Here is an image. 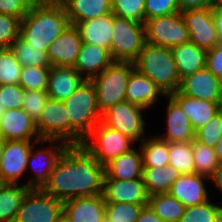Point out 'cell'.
Here are the masks:
<instances>
[{"mask_svg": "<svg viewBox=\"0 0 222 222\" xmlns=\"http://www.w3.org/2000/svg\"><path fill=\"white\" fill-rule=\"evenodd\" d=\"M50 144L45 148H36L37 143ZM69 145L59 140H44L36 141L31 148L28 157L27 170L30 168L35 173L34 177H30L28 183H25L30 188H42L48 181L52 170L55 168L62 153Z\"/></svg>", "mask_w": 222, "mask_h": 222, "instance_id": "obj_12", "label": "cell"}, {"mask_svg": "<svg viewBox=\"0 0 222 222\" xmlns=\"http://www.w3.org/2000/svg\"><path fill=\"white\" fill-rule=\"evenodd\" d=\"M180 12L212 8V0H178Z\"/></svg>", "mask_w": 222, "mask_h": 222, "instance_id": "obj_49", "label": "cell"}, {"mask_svg": "<svg viewBox=\"0 0 222 222\" xmlns=\"http://www.w3.org/2000/svg\"><path fill=\"white\" fill-rule=\"evenodd\" d=\"M145 42L169 49L190 42L189 31L181 12L147 19Z\"/></svg>", "mask_w": 222, "mask_h": 222, "instance_id": "obj_9", "label": "cell"}, {"mask_svg": "<svg viewBox=\"0 0 222 222\" xmlns=\"http://www.w3.org/2000/svg\"><path fill=\"white\" fill-rule=\"evenodd\" d=\"M136 222H163L149 205L143 206Z\"/></svg>", "mask_w": 222, "mask_h": 222, "instance_id": "obj_50", "label": "cell"}, {"mask_svg": "<svg viewBox=\"0 0 222 222\" xmlns=\"http://www.w3.org/2000/svg\"><path fill=\"white\" fill-rule=\"evenodd\" d=\"M143 110L145 109L133 103L123 101L106 110L102 114V122L129 137L135 143L142 142L146 138Z\"/></svg>", "mask_w": 222, "mask_h": 222, "instance_id": "obj_10", "label": "cell"}, {"mask_svg": "<svg viewBox=\"0 0 222 222\" xmlns=\"http://www.w3.org/2000/svg\"><path fill=\"white\" fill-rule=\"evenodd\" d=\"M36 141H6L0 164V180L3 183L20 184L27 171L28 157Z\"/></svg>", "mask_w": 222, "mask_h": 222, "instance_id": "obj_13", "label": "cell"}, {"mask_svg": "<svg viewBox=\"0 0 222 222\" xmlns=\"http://www.w3.org/2000/svg\"><path fill=\"white\" fill-rule=\"evenodd\" d=\"M191 143L195 174H199L210 179L219 163L214 148L203 145L195 139L192 140Z\"/></svg>", "mask_w": 222, "mask_h": 222, "instance_id": "obj_35", "label": "cell"}, {"mask_svg": "<svg viewBox=\"0 0 222 222\" xmlns=\"http://www.w3.org/2000/svg\"><path fill=\"white\" fill-rule=\"evenodd\" d=\"M50 67H22L19 85L25 90L47 91Z\"/></svg>", "mask_w": 222, "mask_h": 222, "instance_id": "obj_39", "label": "cell"}, {"mask_svg": "<svg viewBox=\"0 0 222 222\" xmlns=\"http://www.w3.org/2000/svg\"><path fill=\"white\" fill-rule=\"evenodd\" d=\"M4 112H5V109H4L3 105L0 102V119L2 118Z\"/></svg>", "mask_w": 222, "mask_h": 222, "instance_id": "obj_58", "label": "cell"}, {"mask_svg": "<svg viewBox=\"0 0 222 222\" xmlns=\"http://www.w3.org/2000/svg\"><path fill=\"white\" fill-rule=\"evenodd\" d=\"M135 142L118 130L100 121L85 138L82 144L96 159L105 166L112 159L129 152Z\"/></svg>", "mask_w": 222, "mask_h": 222, "instance_id": "obj_8", "label": "cell"}, {"mask_svg": "<svg viewBox=\"0 0 222 222\" xmlns=\"http://www.w3.org/2000/svg\"><path fill=\"white\" fill-rule=\"evenodd\" d=\"M0 136L6 141L41 140L36 129V122L22 108L5 110L0 119Z\"/></svg>", "mask_w": 222, "mask_h": 222, "instance_id": "obj_16", "label": "cell"}, {"mask_svg": "<svg viewBox=\"0 0 222 222\" xmlns=\"http://www.w3.org/2000/svg\"><path fill=\"white\" fill-rule=\"evenodd\" d=\"M25 89L19 84L0 85V102L5 110L21 109Z\"/></svg>", "mask_w": 222, "mask_h": 222, "instance_id": "obj_45", "label": "cell"}, {"mask_svg": "<svg viewBox=\"0 0 222 222\" xmlns=\"http://www.w3.org/2000/svg\"><path fill=\"white\" fill-rule=\"evenodd\" d=\"M113 62L108 49L83 42L73 68L85 80H92Z\"/></svg>", "mask_w": 222, "mask_h": 222, "instance_id": "obj_22", "label": "cell"}, {"mask_svg": "<svg viewBox=\"0 0 222 222\" xmlns=\"http://www.w3.org/2000/svg\"><path fill=\"white\" fill-rule=\"evenodd\" d=\"M53 1H56V0H32V2H34V3H39V2H53Z\"/></svg>", "mask_w": 222, "mask_h": 222, "instance_id": "obj_59", "label": "cell"}, {"mask_svg": "<svg viewBox=\"0 0 222 222\" xmlns=\"http://www.w3.org/2000/svg\"><path fill=\"white\" fill-rule=\"evenodd\" d=\"M6 140L0 136V164L3 156L4 148H5Z\"/></svg>", "mask_w": 222, "mask_h": 222, "instance_id": "obj_55", "label": "cell"}, {"mask_svg": "<svg viewBox=\"0 0 222 222\" xmlns=\"http://www.w3.org/2000/svg\"><path fill=\"white\" fill-rule=\"evenodd\" d=\"M206 67L222 81V43L207 51Z\"/></svg>", "mask_w": 222, "mask_h": 222, "instance_id": "obj_48", "label": "cell"}, {"mask_svg": "<svg viewBox=\"0 0 222 222\" xmlns=\"http://www.w3.org/2000/svg\"><path fill=\"white\" fill-rule=\"evenodd\" d=\"M169 165L181 174L195 173L192 143H169Z\"/></svg>", "mask_w": 222, "mask_h": 222, "instance_id": "obj_37", "label": "cell"}, {"mask_svg": "<svg viewBox=\"0 0 222 222\" xmlns=\"http://www.w3.org/2000/svg\"><path fill=\"white\" fill-rule=\"evenodd\" d=\"M33 3L32 0H0V13L22 20Z\"/></svg>", "mask_w": 222, "mask_h": 222, "instance_id": "obj_47", "label": "cell"}, {"mask_svg": "<svg viewBox=\"0 0 222 222\" xmlns=\"http://www.w3.org/2000/svg\"><path fill=\"white\" fill-rule=\"evenodd\" d=\"M181 13L189 31L190 42L207 51L219 44L212 8L186 10Z\"/></svg>", "mask_w": 222, "mask_h": 222, "instance_id": "obj_14", "label": "cell"}, {"mask_svg": "<svg viewBox=\"0 0 222 222\" xmlns=\"http://www.w3.org/2000/svg\"><path fill=\"white\" fill-rule=\"evenodd\" d=\"M69 25L68 15L59 0L33 3L20 22L19 36L32 47L47 50Z\"/></svg>", "mask_w": 222, "mask_h": 222, "instance_id": "obj_2", "label": "cell"}, {"mask_svg": "<svg viewBox=\"0 0 222 222\" xmlns=\"http://www.w3.org/2000/svg\"><path fill=\"white\" fill-rule=\"evenodd\" d=\"M212 17L218 34V41L222 43V8L212 7Z\"/></svg>", "mask_w": 222, "mask_h": 222, "instance_id": "obj_51", "label": "cell"}, {"mask_svg": "<svg viewBox=\"0 0 222 222\" xmlns=\"http://www.w3.org/2000/svg\"><path fill=\"white\" fill-rule=\"evenodd\" d=\"M11 49L14 51L22 67H51L47 56V50L32 47V45H29L20 36L12 44Z\"/></svg>", "mask_w": 222, "mask_h": 222, "instance_id": "obj_34", "label": "cell"}, {"mask_svg": "<svg viewBox=\"0 0 222 222\" xmlns=\"http://www.w3.org/2000/svg\"><path fill=\"white\" fill-rule=\"evenodd\" d=\"M163 95V91L146 75L136 68L131 72L126 87V101L147 110Z\"/></svg>", "mask_w": 222, "mask_h": 222, "instance_id": "obj_23", "label": "cell"}, {"mask_svg": "<svg viewBox=\"0 0 222 222\" xmlns=\"http://www.w3.org/2000/svg\"><path fill=\"white\" fill-rule=\"evenodd\" d=\"M222 136V118L215 114L202 128L195 133L199 143L214 147Z\"/></svg>", "mask_w": 222, "mask_h": 222, "instance_id": "obj_42", "label": "cell"}, {"mask_svg": "<svg viewBox=\"0 0 222 222\" xmlns=\"http://www.w3.org/2000/svg\"><path fill=\"white\" fill-rule=\"evenodd\" d=\"M143 205L106 202L104 222H136Z\"/></svg>", "mask_w": 222, "mask_h": 222, "instance_id": "obj_40", "label": "cell"}, {"mask_svg": "<svg viewBox=\"0 0 222 222\" xmlns=\"http://www.w3.org/2000/svg\"><path fill=\"white\" fill-rule=\"evenodd\" d=\"M213 8H222V0H212Z\"/></svg>", "mask_w": 222, "mask_h": 222, "instance_id": "obj_56", "label": "cell"}, {"mask_svg": "<svg viewBox=\"0 0 222 222\" xmlns=\"http://www.w3.org/2000/svg\"><path fill=\"white\" fill-rule=\"evenodd\" d=\"M36 129L41 139L59 140L69 146L82 145L85 140L71 126L64 103L52 98L46 102L36 122Z\"/></svg>", "mask_w": 222, "mask_h": 222, "instance_id": "obj_6", "label": "cell"}, {"mask_svg": "<svg viewBox=\"0 0 222 222\" xmlns=\"http://www.w3.org/2000/svg\"><path fill=\"white\" fill-rule=\"evenodd\" d=\"M210 182H213L217 189L222 193V162L218 163L214 174L210 178Z\"/></svg>", "mask_w": 222, "mask_h": 222, "instance_id": "obj_52", "label": "cell"}, {"mask_svg": "<svg viewBox=\"0 0 222 222\" xmlns=\"http://www.w3.org/2000/svg\"><path fill=\"white\" fill-rule=\"evenodd\" d=\"M145 19L180 12L178 0H145Z\"/></svg>", "mask_w": 222, "mask_h": 222, "instance_id": "obj_46", "label": "cell"}, {"mask_svg": "<svg viewBox=\"0 0 222 222\" xmlns=\"http://www.w3.org/2000/svg\"><path fill=\"white\" fill-rule=\"evenodd\" d=\"M48 99L47 91L25 90L22 109L37 122Z\"/></svg>", "mask_w": 222, "mask_h": 222, "instance_id": "obj_44", "label": "cell"}, {"mask_svg": "<svg viewBox=\"0 0 222 222\" xmlns=\"http://www.w3.org/2000/svg\"><path fill=\"white\" fill-rule=\"evenodd\" d=\"M82 43L77 27L67 26L47 49L51 66L74 67Z\"/></svg>", "mask_w": 222, "mask_h": 222, "instance_id": "obj_17", "label": "cell"}, {"mask_svg": "<svg viewBox=\"0 0 222 222\" xmlns=\"http://www.w3.org/2000/svg\"><path fill=\"white\" fill-rule=\"evenodd\" d=\"M179 222H222V206L211 202L186 207Z\"/></svg>", "mask_w": 222, "mask_h": 222, "instance_id": "obj_36", "label": "cell"}, {"mask_svg": "<svg viewBox=\"0 0 222 222\" xmlns=\"http://www.w3.org/2000/svg\"><path fill=\"white\" fill-rule=\"evenodd\" d=\"M213 148L218 161L222 162V136L220 137V139Z\"/></svg>", "mask_w": 222, "mask_h": 222, "instance_id": "obj_53", "label": "cell"}, {"mask_svg": "<svg viewBox=\"0 0 222 222\" xmlns=\"http://www.w3.org/2000/svg\"><path fill=\"white\" fill-rule=\"evenodd\" d=\"M135 68L150 78L165 95L176 92L181 83L172 50L145 42Z\"/></svg>", "mask_w": 222, "mask_h": 222, "instance_id": "obj_3", "label": "cell"}, {"mask_svg": "<svg viewBox=\"0 0 222 222\" xmlns=\"http://www.w3.org/2000/svg\"><path fill=\"white\" fill-rule=\"evenodd\" d=\"M84 80L73 67L51 66L47 94L49 98L64 102Z\"/></svg>", "mask_w": 222, "mask_h": 222, "instance_id": "obj_24", "label": "cell"}, {"mask_svg": "<svg viewBox=\"0 0 222 222\" xmlns=\"http://www.w3.org/2000/svg\"><path fill=\"white\" fill-rule=\"evenodd\" d=\"M121 154L105 165V174L112 179L134 180L143 176V160L140 147Z\"/></svg>", "mask_w": 222, "mask_h": 222, "instance_id": "obj_26", "label": "cell"}, {"mask_svg": "<svg viewBox=\"0 0 222 222\" xmlns=\"http://www.w3.org/2000/svg\"><path fill=\"white\" fill-rule=\"evenodd\" d=\"M139 147L142 152L143 167H166L169 165V143L158 136L145 138Z\"/></svg>", "mask_w": 222, "mask_h": 222, "instance_id": "obj_32", "label": "cell"}, {"mask_svg": "<svg viewBox=\"0 0 222 222\" xmlns=\"http://www.w3.org/2000/svg\"><path fill=\"white\" fill-rule=\"evenodd\" d=\"M134 69L135 64L132 62H113L91 80L101 114L117 103L126 101V87Z\"/></svg>", "mask_w": 222, "mask_h": 222, "instance_id": "obj_5", "label": "cell"}, {"mask_svg": "<svg viewBox=\"0 0 222 222\" xmlns=\"http://www.w3.org/2000/svg\"><path fill=\"white\" fill-rule=\"evenodd\" d=\"M171 50L180 79L206 67L207 50L192 42L173 47Z\"/></svg>", "mask_w": 222, "mask_h": 222, "instance_id": "obj_29", "label": "cell"}, {"mask_svg": "<svg viewBox=\"0 0 222 222\" xmlns=\"http://www.w3.org/2000/svg\"><path fill=\"white\" fill-rule=\"evenodd\" d=\"M205 181L210 179L195 173L181 174L169 193L185 207L199 205L210 199Z\"/></svg>", "mask_w": 222, "mask_h": 222, "instance_id": "obj_21", "label": "cell"}, {"mask_svg": "<svg viewBox=\"0 0 222 222\" xmlns=\"http://www.w3.org/2000/svg\"><path fill=\"white\" fill-rule=\"evenodd\" d=\"M56 222H70V221L67 219V217H66L64 214H62V215L56 220Z\"/></svg>", "mask_w": 222, "mask_h": 222, "instance_id": "obj_57", "label": "cell"}, {"mask_svg": "<svg viewBox=\"0 0 222 222\" xmlns=\"http://www.w3.org/2000/svg\"><path fill=\"white\" fill-rule=\"evenodd\" d=\"M181 175L173 166L143 167V180L148 195L169 193L174 181Z\"/></svg>", "mask_w": 222, "mask_h": 222, "instance_id": "obj_31", "label": "cell"}, {"mask_svg": "<svg viewBox=\"0 0 222 222\" xmlns=\"http://www.w3.org/2000/svg\"><path fill=\"white\" fill-rule=\"evenodd\" d=\"M217 105V114L222 118V91L216 102Z\"/></svg>", "mask_w": 222, "mask_h": 222, "instance_id": "obj_54", "label": "cell"}, {"mask_svg": "<svg viewBox=\"0 0 222 222\" xmlns=\"http://www.w3.org/2000/svg\"><path fill=\"white\" fill-rule=\"evenodd\" d=\"M102 195L105 202H123L146 206L149 201L143 178L118 180L109 178L105 174Z\"/></svg>", "mask_w": 222, "mask_h": 222, "instance_id": "obj_15", "label": "cell"}, {"mask_svg": "<svg viewBox=\"0 0 222 222\" xmlns=\"http://www.w3.org/2000/svg\"><path fill=\"white\" fill-rule=\"evenodd\" d=\"M167 102L166 107V131L158 136L168 143H188L195 139L189 117L183 112L181 107L169 96L165 95Z\"/></svg>", "mask_w": 222, "mask_h": 222, "instance_id": "obj_20", "label": "cell"}, {"mask_svg": "<svg viewBox=\"0 0 222 222\" xmlns=\"http://www.w3.org/2000/svg\"><path fill=\"white\" fill-rule=\"evenodd\" d=\"M113 13L79 22L77 27L81 40L87 44L98 45L110 51L112 39Z\"/></svg>", "mask_w": 222, "mask_h": 222, "instance_id": "obj_27", "label": "cell"}, {"mask_svg": "<svg viewBox=\"0 0 222 222\" xmlns=\"http://www.w3.org/2000/svg\"><path fill=\"white\" fill-rule=\"evenodd\" d=\"M145 0H112V13L120 18H126L144 24Z\"/></svg>", "mask_w": 222, "mask_h": 222, "instance_id": "obj_41", "label": "cell"}, {"mask_svg": "<svg viewBox=\"0 0 222 222\" xmlns=\"http://www.w3.org/2000/svg\"><path fill=\"white\" fill-rule=\"evenodd\" d=\"M68 15L70 24L112 13V0H59Z\"/></svg>", "mask_w": 222, "mask_h": 222, "instance_id": "obj_28", "label": "cell"}, {"mask_svg": "<svg viewBox=\"0 0 222 222\" xmlns=\"http://www.w3.org/2000/svg\"><path fill=\"white\" fill-rule=\"evenodd\" d=\"M144 44V24L113 15L110 55L114 62L134 63Z\"/></svg>", "mask_w": 222, "mask_h": 222, "instance_id": "obj_7", "label": "cell"}, {"mask_svg": "<svg viewBox=\"0 0 222 222\" xmlns=\"http://www.w3.org/2000/svg\"><path fill=\"white\" fill-rule=\"evenodd\" d=\"M22 66L11 48H0V85L19 84Z\"/></svg>", "mask_w": 222, "mask_h": 222, "instance_id": "obj_38", "label": "cell"}, {"mask_svg": "<svg viewBox=\"0 0 222 222\" xmlns=\"http://www.w3.org/2000/svg\"><path fill=\"white\" fill-rule=\"evenodd\" d=\"M106 202L102 194L63 202V214L70 222H104Z\"/></svg>", "mask_w": 222, "mask_h": 222, "instance_id": "obj_19", "label": "cell"}, {"mask_svg": "<svg viewBox=\"0 0 222 222\" xmlns=\"http://www.w3.org/2000/svg\"><path fill=\"white\" fill-rule=\"evenodd\" d=\"M169 96L181 107L189 117L190 124L195 133L202 128L215 114L216 102H210L181 94L178 90Z\"/></svg>", "mask_w": 222, "mask_h": 222, "instance_id": "obj_25", "label": "cell"}, {"mask_svg": "<svg viewBox=\"0 0 222 222\" xmlns=\"http://www.w3.org/2000/svg\"><path fill=\"white\" fill-rule=\"evenodd\" d=\"M31 188L24 184L3 183L0 187V222H14L17 211Z\"/></svg>", "mask_w": 222, "mask_h": 222, "instance_id": "obj_30", "label": "cell"}, {"mask_svg": "<svg viewBox=\"0 0 222 222\" xmlns=\"http://www.w3.org/2000/svg\"><path fill=\"white\" fill-rule=\"evenodd\" d=\"M21 20L0 13V48H11L18 39Z\"/></svg>", "mask_w": 222, "mask_h": 222, "instance_id": "obj_43", "label": "cell"}, {"mask_svg": "<svg viewBox=\"0 0 222 222\" xmlns=\"http://www.w3.org/2000/svg\"><path fill=\"white\" fill-rule=\"evenodd\" d=\"M63 214V202L31 188L17 211L14 222H56Z\"/></svg>", "mask_w": 222, "mask_h": 222, "instance_id": "obj_11", "label": "cell"}, {"mask_svg": "<svg viewBox=\"0 0 222 222\" xmlns=\"http://www.w3.org/2000/svg\"><path fill=\"white\" fill-rule=\"evenodd\" d=\"M71 126L85 139L102 121L97 106L96 90L91 80H84L64 102Z\"/></svg>", "mask_w": 222, "mask_h": 222, "instance_id": "obj_4", "label": "cell"}, {"mask_svg": "<svg viewBox=\"0 0 222 222\" xmlns=\"http://www.w3.org/2000/svg\"><path fill=\"white\" fill-rule=\"evenodd\" d=\"M148 205L163 222H179L186 208L170 193L150 195Z\"/></svg>", "mask_w": 222, "mask_h": 222, "instance_id": "obj_33", "label": "cell"}, {"mask_svg": "<svg viewBox=\"0 0 222 222\" xmlns=\"http://www.w3.org/2000/svg\"><path fill=\"white\" fill-rule=\"evenodd\" d=\"M105 166L83 146L72 145L62 153L48 181L41 188L62 202L103 193Z\"/></svg>", "mask_w": 222, "mask_h": 222, "instance_id": "obj_1", "label": "cell"}, {"mask_svg": "<svg viewBox=\"0 0 222 222\" xmlns=\"http://www.w3.org/2000/svg\"><path fill=\"white\" fill-rule=\"evenodd\" d=\"M178 91L193 98L217 102L222 91V81L205 67L181 79Z\"/></svg>", "mask_w": 222, "mask_h": 222, "instance_id": "obj_18", "label": "cell"}]
</instances>
